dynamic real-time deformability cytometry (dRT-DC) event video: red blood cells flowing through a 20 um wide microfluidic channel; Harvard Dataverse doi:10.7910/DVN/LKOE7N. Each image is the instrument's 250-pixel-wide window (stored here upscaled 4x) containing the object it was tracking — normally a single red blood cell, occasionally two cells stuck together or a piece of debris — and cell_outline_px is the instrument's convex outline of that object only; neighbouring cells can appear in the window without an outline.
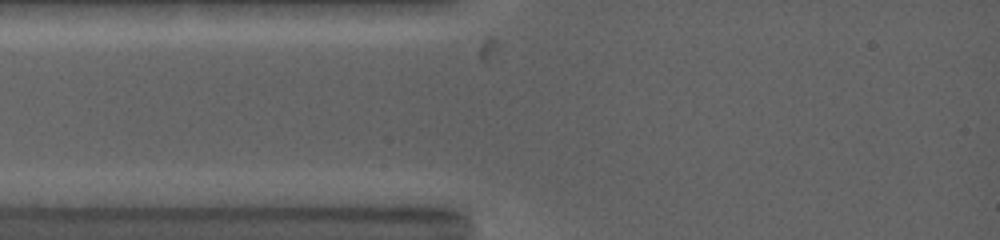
{"species": "common noctule bat (a hibernating species)", "species_latin": "Nyctalus noctula", "temperature_condition": "warm", "stored_images_in_passage": 3, "camera_frame_rate_fps": 5000, "um_per_image_px": 0.085, "animal": {"sex": "female", "body_mass_g": 19.0, "forearm_length_mm": 53.3}, "frame": {"image": 1, "passage_image": 3, "time_ms": 1.4, "image_size_px": [1000, 240], "cell_outline_px": [[432, 164], [424, 168], [348, 168], [292, 164], [292, 160], [300, 156], [380, 156], [428, 160]], "centroid_in_image_um": [30.73, 13.77], "position_along_channel_um": 54.3, "area_um2": 10.23}}